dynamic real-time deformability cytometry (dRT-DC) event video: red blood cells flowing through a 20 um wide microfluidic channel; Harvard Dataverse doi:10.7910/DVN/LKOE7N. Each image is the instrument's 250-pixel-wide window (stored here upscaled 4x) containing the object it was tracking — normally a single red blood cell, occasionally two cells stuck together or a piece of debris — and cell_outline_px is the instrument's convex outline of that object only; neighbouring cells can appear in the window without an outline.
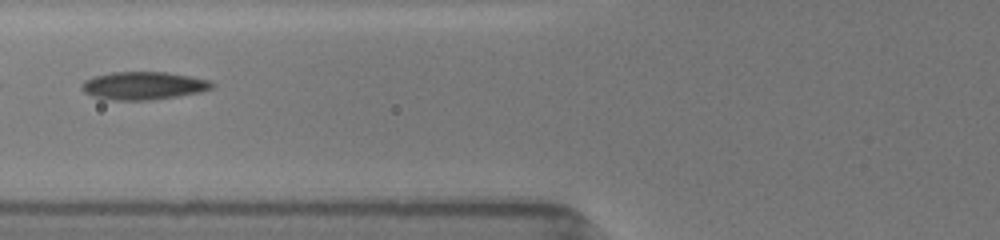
{"species": "common noctule bat (a hibernating species)", "species_latin": "Nyctalus noctula", "temperature_condition": "room temperature", "stored_images_in_passage": 5, "camera_frame_rate_fps": 3000, "um_per_image_px": 0.085, "animal": {"sex": "female", "body_mass_g": 19.5, "forearm_length_mm": 54.1}, "frame": {"image": 1, "passage_image": 4, "time_ms": 1.667, "image_size_px": [1000, 240], "cell_outline_px": [[216, 84], [212, 88], [200, 92], [176, 96], [148, 100], [112, 100], [92, 96], [84, 92], [80, 88], [80, 84], [84, 80], [92, 76], [112, 72], [168, 72], [212, 80]], "centroid_in_image_um": [12.18, 7.27], "position_along_channel_um": 113.6, "area_um2": 21.39}}